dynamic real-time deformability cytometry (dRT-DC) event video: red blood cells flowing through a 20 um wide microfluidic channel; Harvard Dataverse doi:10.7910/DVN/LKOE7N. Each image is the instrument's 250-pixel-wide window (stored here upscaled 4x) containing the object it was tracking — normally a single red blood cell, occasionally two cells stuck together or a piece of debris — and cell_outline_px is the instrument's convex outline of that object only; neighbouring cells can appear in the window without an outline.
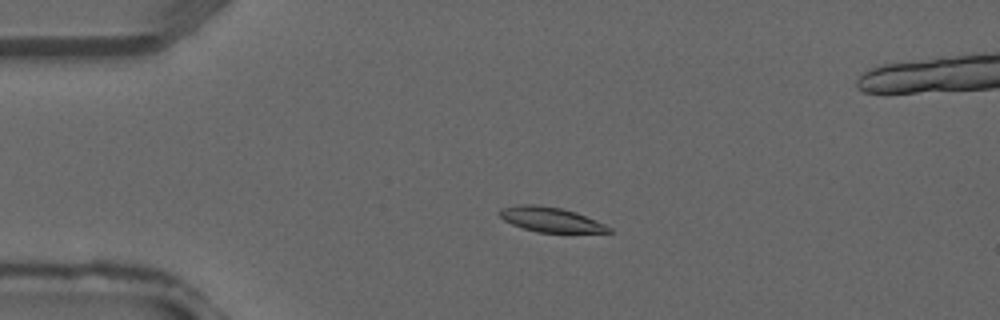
{"species": "common noctule bat (a hibernating species)", "species_latin": "Nyctalus noctula", "temperature_condition": "warm", "stored_images_in_passage": 40, "camera_frame_rate_fps": 3000, "um_per_image_px": 0.085, "animal": {"sex": "male", "forearm_length_mm": 52.5}, "frame": {"image": 1, "passage_image": 9, "time_ms": 2.667, "image_size_px": [1000, 320], "cell_outline_px": [[612, 232], [536, 232], [512, 224], [504, 220], [496, 212], [500, 208], [520, 204], [532, 204], [560, 208], [576, 212], [596, 220], [612, 228]], "centroid_in_image_um": [46.77, 18.65], "position_along_channel_um": 38.2, "area_um2": 15.66}}
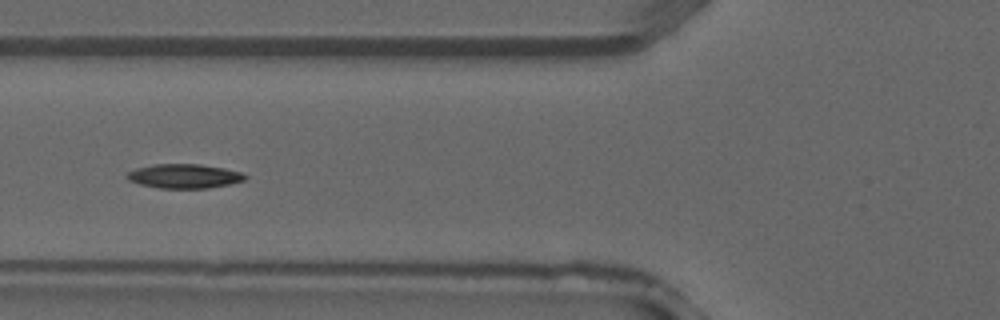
{"frame": {"image": 2, "passage_image": 15, "time_ms": 4.667, "image_size_px": [1000, 320], "cell_outline_px": [[248, 176], [244, 180], [228, 184], [208, 188], [160, 188], [140, 184], [128, 180], [128, 172], [136, 168], [152, 164], [200, 164], [224, 168], [244, 172]], "centroid_in_image_um": [15.69, 14.96], "position_along_channel_um": 110.1, "area_um2": 16.65}}
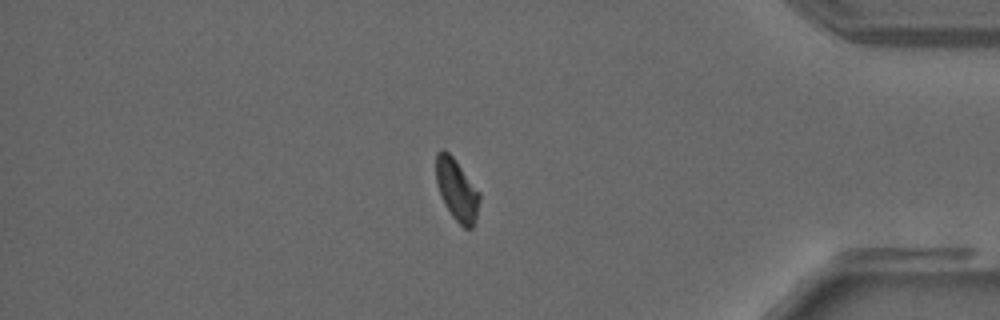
{"frame": {"image": 3, "passage_image": 33, "time_ms": 10.667, "image_size_px": [1000, 320], "cell_outline_px": [[480, 200], [476, 220], [472, 228], [464, 228], [452, 216], [444, 204], [440, 196], [436, 180], [436, 152], [440, 148], [444, 148], [452, 156], [480, 192]], "centroid_in_image_um": [38.82, 16.13], "position_along_channel_um": 396.4, "area_um2": 15.72}}